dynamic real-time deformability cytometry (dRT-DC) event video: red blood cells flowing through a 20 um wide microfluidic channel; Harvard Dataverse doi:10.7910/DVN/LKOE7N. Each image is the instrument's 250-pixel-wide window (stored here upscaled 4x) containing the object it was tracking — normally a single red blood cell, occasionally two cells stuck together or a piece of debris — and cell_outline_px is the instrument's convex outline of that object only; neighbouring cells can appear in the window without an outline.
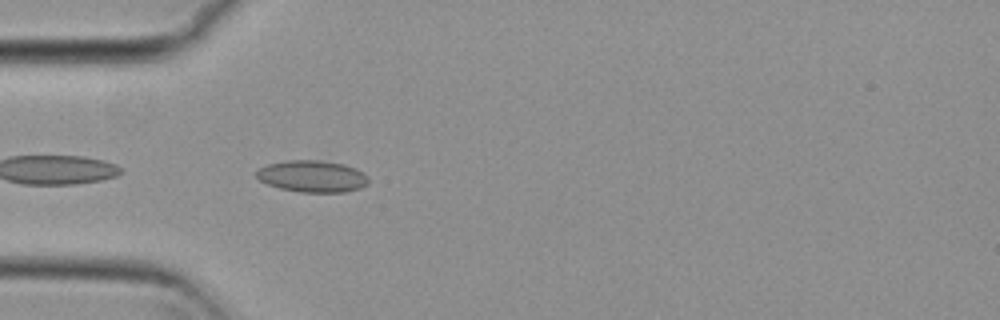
{"species": "common noctule bat (a hibernating species)", "species_latin": "Nyctalus noctula", "temperature_condition": "cold", "stored_images_in_passage": 40, "camera_frame_rate_fps": 3000, "um_per_image_px": 0.085, "animal": {"sex": "female", "body_mass_g": 29.2, "forearm_length_mm": 56.3}, "frame": {"image": 1, "passage_image": 2, "time_ms": 0.333, "image_size_px": [1000, 320], "cell_outline_px": [[368, 184], [360, 188], [344, 192], [300, 192], [280, 188], [268, 184], [260, 180], [256, 176], [256, 172], [260, 168], [268, 164], [288, 160], [320, 160], [344, 164], [356, 168], [368, 176]], "centroid_in_image_um": [26.57, 14.98], "position_along_channel_um": 58.4, "area_um2": 20.69}}
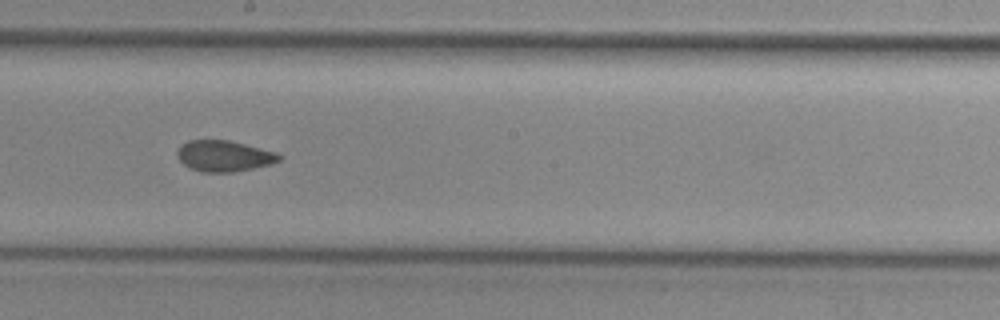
{"frame": {"image": 2, "passage_image": 16, "time_ms": 5.0, "image_size_px": [1000, 320], "cell_outline_px": [[284, 156], [280, 160], [272, 164], [232, 172], [200, 172], [184, 164], [180, 160], [176, 152], [180, 144], [188, 140], [228, 140], [276, 152]], "centroid_in_image_um": [19.04, 13.25], "position_along_channel_um": 229.2, "area_um2": 18.38}}
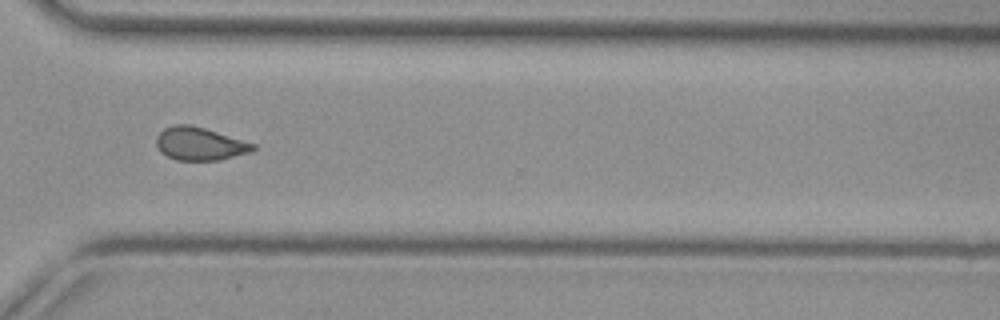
{"frame": {"image": 3, "passage_image": 26, "time_ms": 8.333, "image_size_px": [1000, 320], "cell_outline_px": [[256, 148], [252, 152], [220, 160], [176, 160], [160, 152], [156, 144], [156, 136], [164, 128], [176, 124], [192, 124], [256, 144]], "centroid_in_image_um": [16.99, 12.22], "position_along_channel_um": 353.6, "area_um2": 18.73}, "authors_computed_cell_mechanics": {"area_um2": 18.6983, "velocity_mm_per_s": 3.7312, "shape_relaxation_time_tau1_ms": 8.5658, "shape_relaxation_time_tau2_ms": 1.991, "deformation_change_tau1": 0.1197, "deformation_change_tau2": 0.0764}}